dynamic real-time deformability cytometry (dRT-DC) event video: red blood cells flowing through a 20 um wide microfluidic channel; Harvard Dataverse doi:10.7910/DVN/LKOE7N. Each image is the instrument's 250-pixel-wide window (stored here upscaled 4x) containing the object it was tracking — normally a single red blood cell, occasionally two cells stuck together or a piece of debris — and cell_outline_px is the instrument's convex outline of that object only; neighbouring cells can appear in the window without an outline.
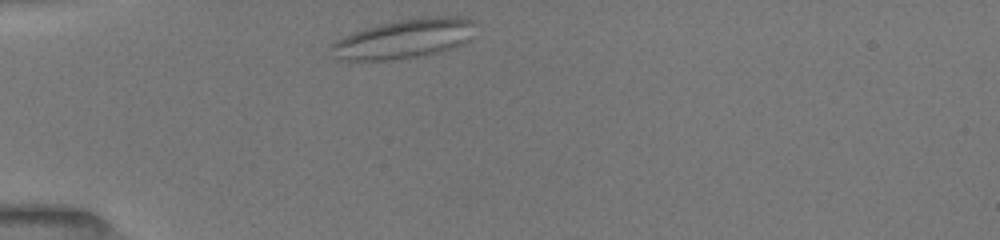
{"species": "common noctule bat (a hibernating species)", "species_latin": "Nyctalus noctula", "temperature_condition": "room temperature", "stored_images_in_passage": 39, "camera_frame_rate_fps": 3000, "um_per_image_px": 0.085, "animal": {"sex": "female", "body_mass_g": 19.5, "forearm_length_mm": 54.1}, "frame": {"image": 1, "passage_image": 1, "time_ms": 0.0, "image_size_px": [1000, 240], "cell_outline_px": [[468, 20], [464, 40], [456, 44], [432, 52], [416, 56], [392, 60], [348, 60], [340, 56], [332, 44], [336, 40], [344, 36], [364, 28], [400, 20], [428, 16], [456, 16]], "centroid_in_image_um": [34.2, 3.28], "position_along_channel_um": 50.8, "area_um2": 30.52}}
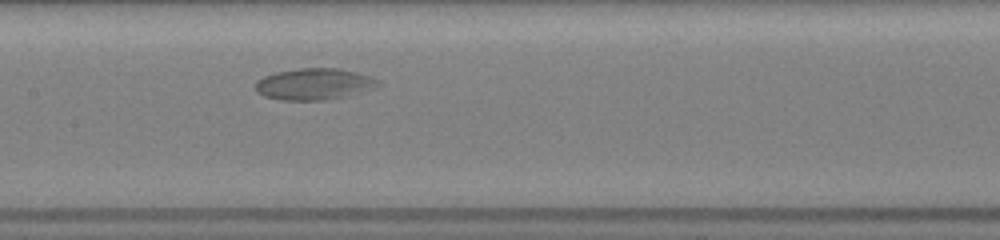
{"frame": {"image": 2, "passage_image": 13, "time_ms": 4.0, "image_size_px": [1000, 240], "cell_outline_px": [[376, 80], [344, 96], [324, 100], [280, 100], [264, 96], [256, 92], [256, 80], [264, 76], [276, 72], [296, 68], [340, 68], [356, 72], [368, 76]], "centroid_in_image_um": [26.44, 7.13], "position_along_channel_um": 181.0, "area_um2": 21.39}}
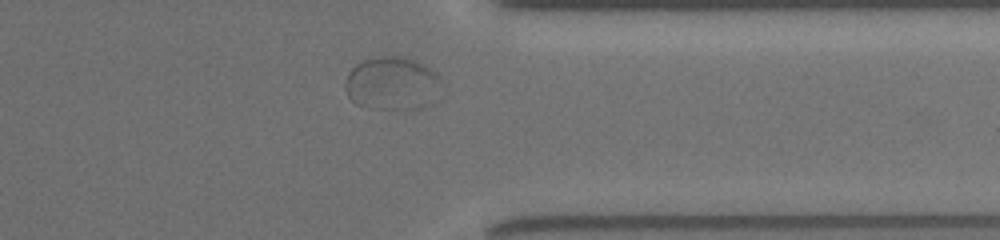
{"frame": {"image": 3, "passage_image": 29, "time_ms": 9.333, "image_size_px": [1000, 240], "cell_outline_px": [[436, 76], [404, 108], [368, 108], [356, 104], [348, 96], [344, 88], [344, 84], [348, 72], [356, 64], [364, 60], [380, 56], [400, 56], [416, 60], [428, 68]], "centroid_in_image_um": [32.88, 6.95], "position_along_channel_um": 378.5, "area_um2": 26.01}}